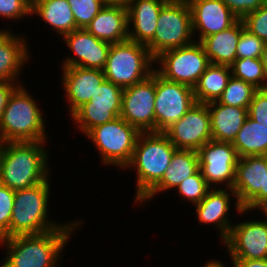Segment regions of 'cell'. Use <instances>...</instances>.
I'll return each mask as SVG.
<instances>
[{"label": "cell", "instance_id": "d590c367", "mask_svg": "<svg viewBox=\"0 0 267 267\" xmlns=\"http://www.w3.org/2000/svg\"><path fill=\"white\" fill-rule=\"evenodd\" d=\"M242 20L248 31L267 43V1L257 10L247 14Z\"/></svg>", "mask_w": 267, "mask_h": 267}, {"label": "cell", "instance_id": "f546056e", "mask_svg": "<svg viewBox=\"0 0 267 267\" xmlns=\"http://www.w3.org/2000/svg\"><path fill=\"white\" fill-rule=\"evenodd\" d=\"M257 90L252 84L231 76L217 101L221 104L248 109Z\"/></svg>", "mask_w": 267, "mask_h": 267}, {"label": "cell", "instance_id": "8992f818", "mask_svg": "<svg viewBox=\"0 0 267 267\" xmlns=\"http://www.w3.org/2000/svg\"><path fill=\"white\" fill-rule=\"evenodd\" d=\"M153 64L146 45L128 39L111 44L103 72L105 80L125 89L147 79L155 70Z\"/></svg>", "mask_w": 267, "mask_h": 267}, {"label": "cell", "instance_id": "7a4b0ae2", "mask_svg": "<svg viewBox=\"0 0 267 267\" xmlns=\"http://www.w3.org/2000/svg\"><path fill=\"white\" fill-rule=\"evenodd\" d=\"M74 229L77 227H59L41 234L0 239L7 247L0 267H56Z\"/></svg>", "mask_w": 267, "mask_h": 267}, {"label": "cell", "instance_id": "2e32d148", "mask_svg": "<svg viewBox=\"0 0 267 267\" xmlns=\"http://www.w3.org/2000/svg\"><path fill=\"white\" fill-rule=\"evenodd\" d=\"M62 39L75 54L72 57L64 58L62 67L78 66L90 69H104L111 47L110 43L101 41L86 29L74 30Z\"/></svg>", "mask_w": 267, "mask_h": 267}, {"label": "cell", "instance_id": "cb8c5ba5", "mask_svg": "<svg viewBox=\"0 0 267 267\" xmlns=\"http://www.w3.org/2000/svg\"><path fill=\"white\" fill-rule=\"evenodd\" d=\"M199 170L198 152L189 149H176L170 165L161 181L138 203L150 202L158 193L176 188L183 180Z\"/></svg>", "mask_w": 267, "mask_h": 267}, {"label": "cell", "instance_id": "603a6c76", "mask_svg": "<svg viewBox=\"0 0 267 267\" xmlns=\"http://www.w3.org/2000/svg\"><path fill=\"white\" fill-rule=\"evenodd\" d=\"M101 41L110 44L128 40V11L126 7L104 5L85 28Z\"/></svg>", "mask_w": 267, "mask_h": 267}, {"label": "cell", "instance_id": "e0dca14e", "mask_svg": "<svg viewBox=\"0 0 267 267\" xmlns=\"http://www.w3.org/2000/svg\"><path fill=\"white\" fill-rule=\"evenodd\" d=\"M190 7L193 35L198 42L214 33L221 32L234 25L239 18L222 0H187Z\"/></svg>", "mask_w": 267, "mask_h": 267}, {"label": "cell", "instance_id": "5bb4252c", "mask_svg": "<svg viewBox=\"0 0 267 267\" xmlns=\"http://www.w3.org/2000/svg\"><path fill=\"white\" fill-rule=\"evenodd\" d=\"M164 133L177 149L198 151L212 140L211 118L207 104L196 103Z\"/></svg>", "mask_w": 267, "mask_h": 267}, {"label": "cell", "instance_id": "7bdbcfd3", "mask_svg": "<svg viewBox=\"0 0 267 267\" xmlns=\"http://www.w3.org/2000/svg\"><path fill=\"white\" fill-rule=\"evenodd\" d=\"M261 62L263 64L264 68V78H263V83H262V89L263 91L267 92V43L264 46V49L261 54Z\"/></svg>", "mask_w": 267, "mask_h": 267}, {"label": "cell", "instance_id": "4dcf8cb0", "mask_svg": "<svg viewBox=\"0 0 267 267\" xmlns=\"http://www.w3.org/2000/svg\"><path fill=\"white\" fill-rule=\"evenodd\" d=\"M230 67L233 77L250 83L257 89H262L264 68L261 59H236Z\"/></svg>", "mask_w": 267, "mask_h": 267}, {"label": "cell", "instance_id": "484cf974", "mask_svg": "<svg viewBox=\"0 0 267 267\" xmlns=\"http://www.w3.org/2000/svg\"><path fill=\"white\" fill-rule=\"evenodd\" d=\"M245 28L242 19H239L230 28L203 38L202 44L210 64L231 66L236 60V47Z\"/></svg>", "mask_w": 267, "mask_h": 267}, {"label": "cell", "instance_id": "1f68e13d", "mask_svg": "<svg viewBox=\"0 0 267 267\" xmlns=\"http://www.w3.org/2000/svg\"><path fill=\"white\" fill-rule=\"evenodd\" d=\"M182 199L186 198L192 204L197 205L212 189L198 170L192 176L183 180L176 187Z\"/></svg>", "mask_w": 267, "mask_h": 267}, {"label": "cell", "instance_id": "7402d4cb", "mask_svg": "<svg viewBox=\"0 0 267 267\" xmlns=\"http://www.w3.org/2000/svg\"><path fill=\"white\" fill-rule=\"evenodd\" d=\"M13 34L9 29L0 30V81L18 83L30 52L27 39Z\"/></svg>", "mask_w": 267, "mask_h": 267}, {"label": "cell", "instance_id": "d4e9b609", "mask_svg": "<svg viewBox=\"0 0 267 267\" xmlns=\"http://www.w3.org/2000/svg\"><path fill=\"white\" fill-rule=\"evenodd\" d=\"M211 118L212 140L233 143L248 116V109L221 104H207Z\"/></svg>", "mask_w": 267, "mask_h": 267}, {"label": "cell", "instance_id": "52a82bcc", "mask_svg": "<svg viewBox=\"0 0 267 267\" xmlns=\"http://www.w3.org/2000/svg\"><path fill=\"white\" fill-rule=\"evenodd\" d=\"M194 37L187 0H168L161 8L154 37L146 47L155 59L167 50L193 43Z\"/></svg>", "mask_w": 267, "mask_h": 267}, {"label": "cell", "instance_id": "f6af8a7d", "mask_svg": "<svg viewBox=\"0 0 267 267\" xmlns=\"http://www.w3.org/2000/svg\"><path fill=\"white\" fill-rule=\"evenodd\" d=\"M204 267H227V266L224 265V263H222L219 260H209L208 262H206Z\"/></svg>", "mask_w": 267, "mask_h": 267}, {"label": "cell", "instance_id": "bcb514c9", "mask_svg": "<svg viewBox=\"0 0 267 267\" xmlns=\"http://www.w3.org/2000/svg\"><path fill=\"white\" fill-rule=\"evenodd\" d=\"M260 210H262L261 212H263L264 215H266V220H267V205H265L263 208H261Z\"/></svg>", "mask_w": 267, "mask_h": 267}, {"label": "cell", "instance_id": "d6a6232c", "mask_svg": "<svg viewBox=\"0 0 267 267\" xmlns=\"http://www.w3.org/2000/svg\"><path fill=\"white\" fill-rule=\"evenodd\" d=\"M77 29H85L104 7L100 0H68Z\"/></svg>", "mask_w": 267, "mask_h": 267}, {"label": "cell", "instance_id": "e575fe53", "mask_svg": "<svg viewBox=\"0 0 267 267\" xmlns=\"http://www.w3.org/2000/svg\"><path fill=\"white\" fill-rule=\"evenodd\" d=\"M15 191L0 183V239L9 238Z\"/></svg>", "mask_w": 267, "mask_h": 267}, {"label": "cell", "instance_id": "836d02e7", "mask_svg": "<svg viewBox=\"0 0 267 267\" xmlns=\"http://www.w3.org/2000/svg\"><path fill=\"white\" fill-rule=\"evenodd\" d=\"M265 44L266 43L259 39L255 34H252L244 28L236 47V59H260Z\"/></svg>", "mask_w": 267, "mask_h": 267}, {"label": "cell", "instance_id": "4fadbf2b", "mask_svg": "<svg viewBox=\"0 0 267 267\" xmlns=\"http://www.w3.org/2000/svg\"><path fill=\"white\" fill-rule=\"evenodd\" d=\"M155 70L145 80L123 89L120 117L140 132H155Z\"/></svg>", "mask_w": 267, "mask_h": 267}, {"label": "cell", "instance_id": "44dd1931", "mask_svg": "<svg viewBox=\"0 0 267 267\" xmlns=\"http://www.w3.org/2000/svg\"><path fill=\"white\" fill-rule=\"evenodd\" d=\"M168 0H132L127 6L128 39L147 45L154 37L157 19ZM133 26V30L131 29Z\"/></svg>", "mask_w": 267, "mask_h": 267}, {"label": "cell", "instance_id": "ffe728a7", "mask_svg": "<svg viewBox=\"0 0 267 267\" xmlns=\"http://www.w3.org/2000/svg\"><path fill=\"white\" fill-rule=\"evenodd\" d=\"M265 170H267V155L239 158L232 189L242 208L260 192V189H264Z\"/></svg>", "mask_w": 267, "mask_h": 267}, {"label": "cell", "instance_id": "b9f144b4", "mask_svg": "<svg viewBox=\"0 0 267 267\" xmlns=\"http://www.w3.org/2000/svg\"><path fill=\"white\" fill-rule=\"evenodd\" d=\"M233 267H267V259H231Z\"/></svg>", "mask_w": 267, "mask_h": 267}, {"label": "cell", "instance_id": "6da1fadb", "mask_svg": "<svg viewBox=\"0 0 267 267\" xmlns=\"http://www.w3.org/2000/svg\"><path fill=\"white\" fill-rule=\"evenodd\" d=\"M44 143L46 141L2 143L0 183L15 191L46 181L51 175Z\"/></svg>", "mask_w": 267, "mask_h": 267}, {"label": "cell", "instance_id": "74e56055", "mask_svg": "<svg viewBox=\"0 0 267 267\" xmlns=\"http://www.w3.org/2000/svg\"><path fill=\"white\" fill-rule=\"evenodd\" d=\"M248 116L267 127V92L258 89L249 105Z\"/></svg>", "mask_w": 267, "mask_h": 267}, {"label": "cell", "instance_id": "ee69618b", "mask_svg": "<svg viewBox=\"0 0 267 267\" xmlns=\"http://www.w3.org/2000/svg\"><path fill=\"white\" fill-rule=\"evenodd\" d=\"M104 5L126 7L132 0H100Z\"/></svg>", "mask_w": 267, "mask_h": 267}, {"label": "cell", "instance_id": "9c48e42d", "mask_svg": "<svg viewBox=\"0 0 267 267\" xmlns=\"http://www.w3.org/2000/svg\"><path fill=\"white\" fill-rule=\"evenodd\" d=\"M160 62V63H159ZM155 71L163 78L194 87L210 65L202 44L198 41L163 52L155 58Z\"/></svg>", "mask_w": 267, "mask_h": 267}, {"label": "cell", "instance_id": "9a60e30c", "mask_svg": "<svg viewBox=\"0 0 267 267\" xmlns=\"http://www.w3.org/2000/svg\"><path fill=\"white\" fill-rule=\"evenodd\" d=\"M222 243L231 259H267V220L233 224Z\"/></svg>", "mask_w": 267, "mask_h": 267}, {"label": "cell", "instance_id": "ab89813d", "mask_svg": "<svg viewBox=\"0 0 267 267\" xmlns=\"http://www.w3.org/2000/svg\"><path fill=\"white\" fill-rule=\"evenodd\" d=\"M267 205V170H265L264 189H260V192L244 207L249 212L263 208Z\"/></svg>", "mask_w": 267, "mask_h": 267}, {"label": "cell", "instance_id": "8fae6325", "mask_svg": "<svg viewBox=\"0 0 267 267\" xmlns=\"http://www.w3.org/2000/svg\"><path fill=\"white\" fill-rule=\"evenodd\" d=\"M123 89L104 80L91 97L72 115L76 127L86 135L94 127L114 120L121 114Z\"/></svg>", "mask_w": 267, "mask_h": 267}, {"label": "cell", "instance_id": "4316f807", "mask_svg": "<svg viewBox=\"0 0 267 267\" xmlns=\"http://www.w3.org/2000/svg\"><path fill=\"white\" fill-rule=\"evenodd\" d=\"M36 14L60 37L77 30L68 0H31V15Z\"/></svg>", "mask_w": 267, "mask_h": 267}, {"label": "cell", "instance_id": "5b68a950", "mask_svg": "<svg viewBox=\"0 0 267 267\" xmlns=\"http://www.w3.org/2000/svg\"><path fill=\"white\" fill-rule=\"evenodd\" d=\"M43 113L23 84L18 85L7 101L0 120V142L46 141Z\"/></svg>", "mask_w": 267, "mask_h": 267}, {"label": "cell", "instance_id": "f1b7e54d", "mask_svg": "<svg viewBox=\"0 0 267 267\" xmlns=\"http://www.w3.org/2000/svg\"><path fill=\"white\" fill-rule=\"evenodd\" d=\"M232 144L239 157L267 155V127L247 116Z\"/></svg>", "mask_w": 267, "mask_h": 267}, {"label": "cell", "instance_id": "277c9868", "mask_svg": "<svg viewBox=\"0 0 267 267\" xmlns=\"http://www.w3.org/2000/svg\"><path fill=\"white\" fill-rule=\"evenodd\" d=\"M50 177L29 188L15 190L14 204L9 226V237L16 235L41 234L59 227H79L82 220L65 224L50 221L48 203ZM80 225V226H79Z\"/></svg>", "mask_w": 267, "mask_h": 267}, {"label": "cell", "instance_id": "ba28073f", "mask_svg": "<svg viewBox=\"0 0 267 267\" xmlns=\"http://www.w3.org/2000/svg\"><path fill=\"white\" fill-rule=\"evenodd\" d=\"M140 133L137 128L118 116L94 127L85 136L99 151L103 164L124 169L131 161Z\"/></svg>", "mask_w": 267, "mask_h": 267}, {"label": "cell", "instance_id": "3957f363", "mask_svg": "<svg viewBox=\"0 0 267 267\" xmlns=\"http://www.w3.org/2000/svg\"><path fill=\"white\" fill-rule=\"evenodd\" d=\"M177 148L164 132H141L129 164L137 172L135 203L138 204L162 179Z\"/></svg>", "mask_w": 267, "mask_h": 267}, {"label": "cell", "instance_id": "ac0fdd59", "mask_svg": "<svg viewBox=\"0 0 267 267\" xmlns=\"http://www.w3.org/2000/svg\"><path fill=\"white\" fill-rule=\"evenodd\" d=\"M221 188V189H220ZM233 195L235 200L236 211L240 214L248 213V210L242 208L236 197V193L232 188H212L207 195L197 204L195 205L197 219L199 223L210 224L216 227L219 231V236L222 239L221 243L228 237L231 227L232 221L228 218V212L231 205V196Z\"/></svg>", "mask_w": 267, "mask_h": 267}, {"label": "cell", "instance_id": "f35d334b", "mask_svg": "<svg viewBox=\"0 0 267 267\" xmlns=\"http://www.w3.org/2000/svg\"><path fill=\"white\" fill-rule=\"evenodd\" d=\"M225 5L239 18L260 8L267 0H222Z\"/></svg>", "mask_w": 267, "mask_h": 267}, {"label": "cell", "instance_id": "8d00e7d4", "mask_svg": "<svg viewBox=\"0 0 267 267\" xmlns=\"http://www.w3.org/2000/svg\"><path fill=\"white\" fill-rule=\"evenodd\" d=\"M31 15V0H0V17L9 20Z\"/></svg>", "mask_w": 267, "mask_h": 267}, {"label": "cell", "instance_id": "60d3db41", "mask_svg": "<svg viewBox=\"0 0 267 267\" xmlns=\"http://www.w3.org/2000/svg\"><path fill=\"white\" fill-rule=\"evenodd\" d=\"M20 84L21 82L12 83L7 81H0V120L5 106L7 105L9 96L11 95L13 90Z\"/></svg>", "mask_w": 267, "mask_h": 267}, {"label": "cell", "instance_id": "83f0119b", "mask_svg": "<svg viewBox=\"0 0 267 267\" xmlns=\"http://www.w3.org/2000/svg\"><path fill=\"white\" fill-rule=\"evenodd\" d=\"M231 76L230 66L210 64L193 87L196 103L208 104L217 101Z\"/></svg>", "mask_w": 267, "mask_h": 267}, {"label": "cell", "instance_id": "7dc6e473", "mask_svg": "<svg viewBox=\"0 0 267 267\" xmlns=\"http://www.w3.org/2000/svg\"><path fill=\"white\" fill-rule=\"evenodd\" d=\"M1 148H2V143L0 142V154H1Z\"/></svg>", "mask_w": 267, "mask_h": 267}, {"label": "cell", "instance_id": "7c38bea8", "mask_svg": "<svg viewBox=\"0 0 267 267\" xmlns=\"http://www.w3.org/2000/svg\"><path fill=\"white\" fill-rule=\"evenodd\" d=\"M197 152L199 170L208 185L211 188H217L216 184H223L226 189L232 188L235 181L236 166L240 158L233 144L210 140Z\"/></svg>", "mask_w": 267, "mask_h": 267}, {"label": "cell", "instance_id": "30bf717a", "mask_svg": "<svg viewBox=\"0 0 267 267\" xmlns=\"http://www.w3.org/2000/svg\"><path fill=\"white\" fill-rule=\"evenodd\" d=\"M155 132H164L195 104L193 88L169 81L155 71Z\"/></svg>", "mask_w": 267, "mask_h": 267}, {"label": "cell", "instance_id": "d6986e66", "mask_svg": "<svg viewBox=\"0 0 267 267\" xmlns=\"http://www.w3.org/2000/svg\"><path fill=\"white\" fill-rule=\"evenodd\" d=\"M62 82L64 92L69 101L70 116L83 104L89 102L98 86L104 80V72L101 69L82 68L78 66L62 67Z\"/></svg>", "mask_w": 267, "mask_h": 267}]
</instances>
